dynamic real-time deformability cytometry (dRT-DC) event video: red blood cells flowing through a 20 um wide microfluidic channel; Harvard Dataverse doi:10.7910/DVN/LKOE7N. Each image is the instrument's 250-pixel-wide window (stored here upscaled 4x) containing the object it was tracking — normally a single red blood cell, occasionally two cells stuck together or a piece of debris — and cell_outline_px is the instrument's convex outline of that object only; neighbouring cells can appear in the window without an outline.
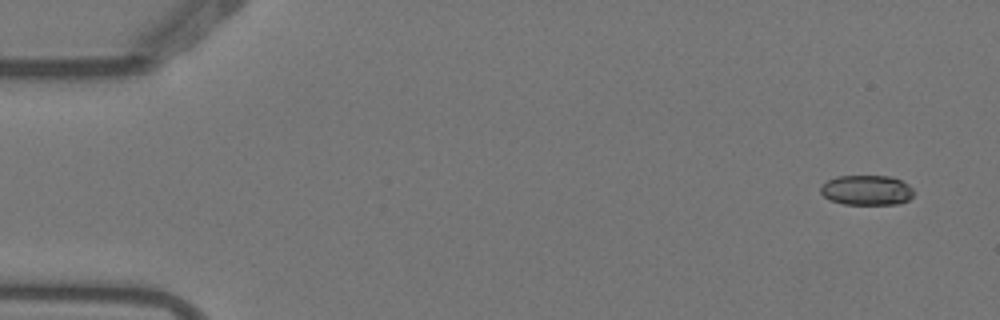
{"species": "Egyptian fruit bat (a non-hibernating species)", "species_latin": "Rousettus aegyptiacus", "temperature_condition": "warm", "stored_images_in_passage": 6, "camera_frame_rate_fps": 3000, "um_per_image_px": 0.085, "animal": {"sex": "female"}, "frame": {"image": 1, "passage_image": 1, "time_ms": 0.0, "image_size_px": [1000, 320], "cell_outline_px": [[912, 196], [908, 200], [900, 204], [844, 204], [828, 200], [820, 192], [820, 188], [828, 180], [836, 176], [888, 176], [900, 180], [908, 184], [912, 188]], "centroid_in_image_um": [73.65, 16.17], "position_along_channel_um": 11.4, "area_um2": 16.24}}
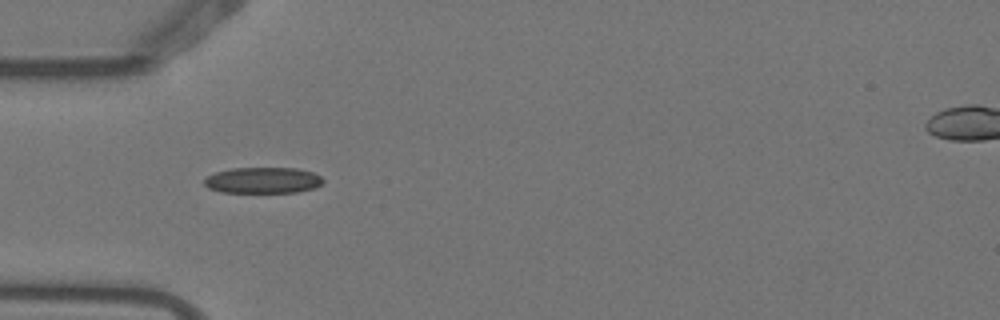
{"frame": {"image": 2, "passage_image": 5, "time_ms": 1.333, "image_size_px": [1000, 320], "cell_outline_px": [[324, 180], [316, 188], [296, 192], [220, 192], [208, 188], [204, 184], [204, 180], [208, 176], [216, 172], [232, 168], [296, 168], [312, 172], [320, 176]], "centroid_in_image_um": [22.34, 15.32], "position_along_channel_um": 62.7, "area_um2": 17.98}}
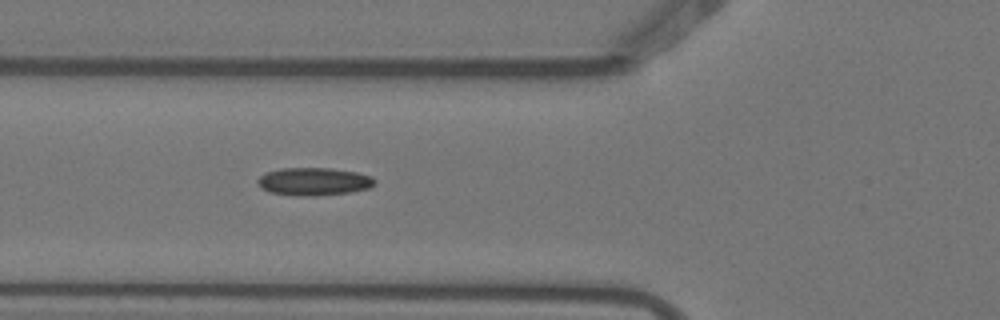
{"frame": {"image": 3, "passage_image": 6, "time_ms": 1.667, "image_size_px": [1000, 320], "cell_outline_px": [[376, 184], [368, 188], [348, 192], [316, 196], [296, 196], [268, 192], [260, 188], [256, 184], [256, 180], [264, 172], [280, 168], [332, 168], [356, 172], [372, 176], [376, 180]], "centroid_in_image_um": [26.62, 15.43], "position_along_channel_um": 99.2, "area_um2": 19.31}}